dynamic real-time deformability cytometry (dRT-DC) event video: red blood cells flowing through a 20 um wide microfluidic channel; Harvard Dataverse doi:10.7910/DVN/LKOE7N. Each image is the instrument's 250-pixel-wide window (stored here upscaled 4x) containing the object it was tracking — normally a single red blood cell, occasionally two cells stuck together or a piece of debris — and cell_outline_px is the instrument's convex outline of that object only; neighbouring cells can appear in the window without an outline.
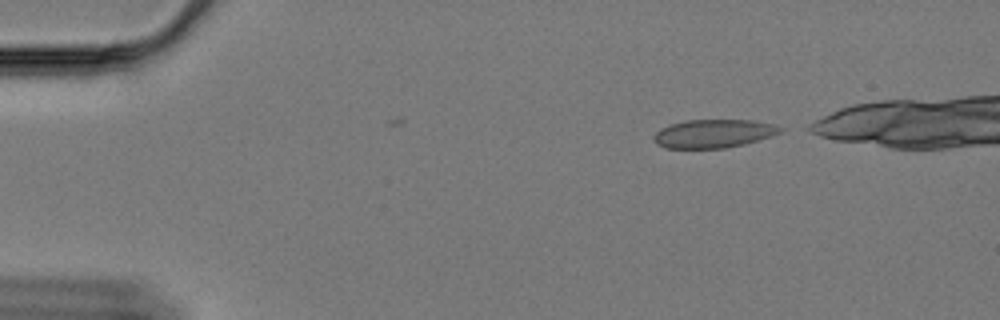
{"species": "Egyptian fruit bat (a non-hibernating species)", "species_latin": "Rousettus aegyptiacus", "temperature_condition": "cold", "stored_images_in_passage": 9, "camera_frame_rate_fps": 3000, "um_per_image_px": 0.085, "animal": {"sex": "female"}, "frame": {"image": 1, "passage_image": 1, "time_ms": 0.0, "image_size_px": [1000, 320], "cell_outline_px": [[784, 128], [780, 132], [772, 136], [744, 144], [724, 148], [668, 148], [656, 144], [652, 136], [660, 128], [684, 120], [752, 120], [776, 124]], "centroid_in_image_um": [60.66, 11.35], "position_along_channel_um": 24.3, "area_um2": 20.98}}